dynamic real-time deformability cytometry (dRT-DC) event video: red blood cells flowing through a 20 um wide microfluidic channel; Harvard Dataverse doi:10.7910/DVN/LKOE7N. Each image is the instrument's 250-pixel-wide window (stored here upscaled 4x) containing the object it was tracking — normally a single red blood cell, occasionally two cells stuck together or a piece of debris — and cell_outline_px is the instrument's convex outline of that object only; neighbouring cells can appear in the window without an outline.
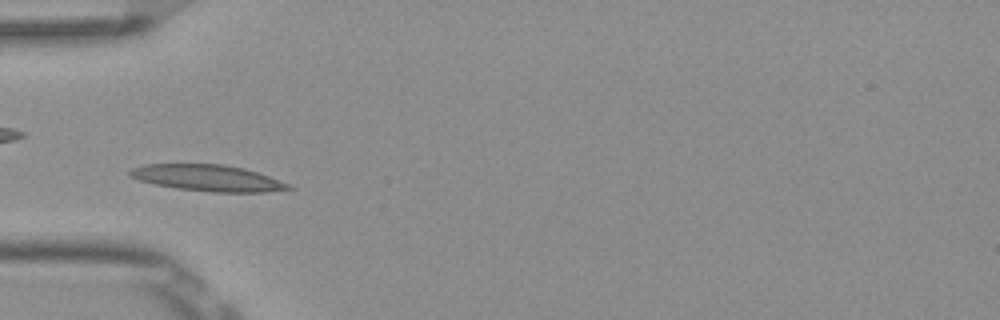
{"species": "Egyptian fruit bat (a non-hibernating species)", "species_latin": "Rousettus aegyptiacus", "temperature_condition": "room temperature", "stored_images_in_passage": 7, "camera_frame_rate_fps": 3000, "um_per_image_px": 0.085, "frame": {"image": 1, "passage_image": 5, "time_ms": 1.333, "image_size_px": [1000, 320], "cell_outline_px": [[296, 188], [264, 192], [212, 192], [176, 188], [152, 184], [128, 176], [128, 172], [132, 168], [144, 164], [224, 164], [244, 168], [268, 176], [288, 184]], "centroid_in_image_um": [17.61, 15.12], "position_along_channel_um": 67.4, "area_um2": 24.28}}
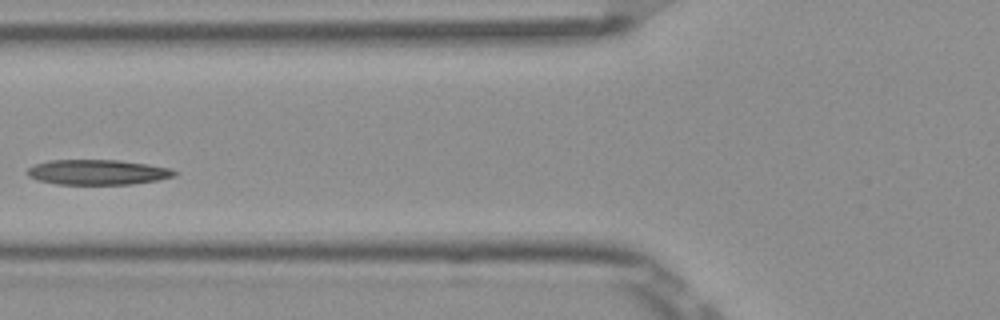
{"frame": {"image": 2, "passage_image": 6, "time_ms": 1.667, "image_size_px": [1000, 320], "cell_outline_px": [[180, 172], [176, 176], [156, 180], [132, 184], [56, 184], [36, 180], [28, 176], [24, 172], [32, 164], [48, 160], [120, 160], [148, 164], [172, 168]], "centroid_in_image_um": [8.28, 14.63], "position_along_channel_um": 117.5, "area_um2": 21.91}}
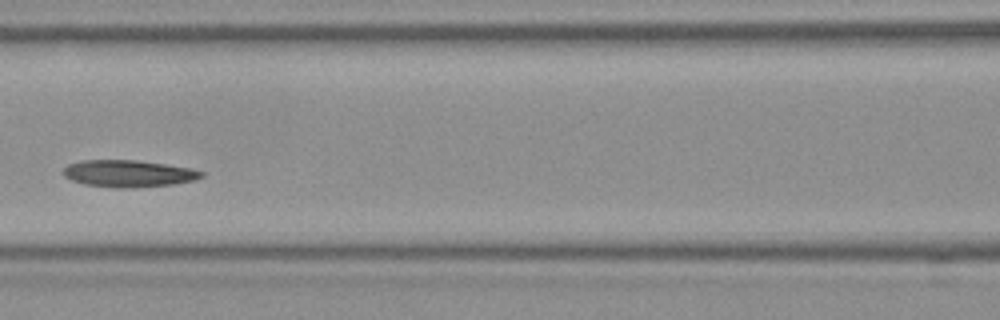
{"frame": {"image": 3, "passage_image": 7, "time_ms": 2.0, "image_size_px": [1000, 320], "cell_outline_px": [[204, 176], [196, 180], [172, 184], [124, 188], [116, 188], [84, 184], [72, 180], [64, 176], [64, 168], [68, 164], [84, 160], [136, 160], [192, 168], [204, 172]], "centroid_in_image_um": [10.94, 14.75], "position_along_channel_um": 155.7, "area_um2": 21.56}}